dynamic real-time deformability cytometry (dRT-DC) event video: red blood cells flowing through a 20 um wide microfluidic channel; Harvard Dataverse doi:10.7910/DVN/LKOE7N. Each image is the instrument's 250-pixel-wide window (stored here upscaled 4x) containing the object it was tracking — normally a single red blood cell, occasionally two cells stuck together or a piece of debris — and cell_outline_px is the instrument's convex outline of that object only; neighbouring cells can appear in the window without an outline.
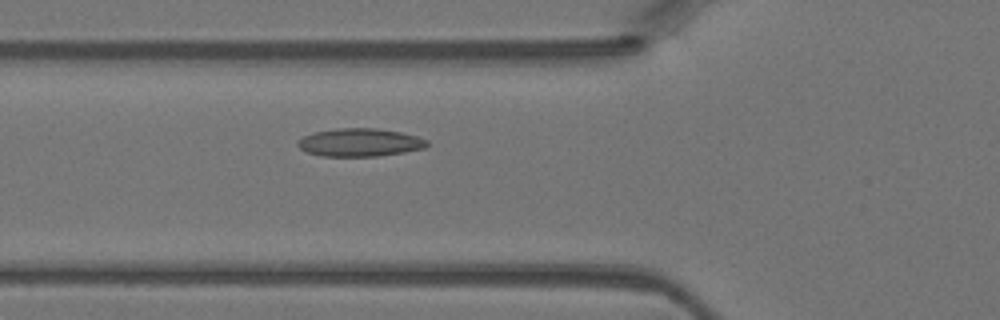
{"species": "Egyptian fruit bat (a non-hibernating species)", "species_latin": "Rousettus aegyptiacus", "temperature_condition": "warm", "stored_images_in_passage": 27, "camera_frame_rate_fps": 3000, "um_per_image_px": 0.085, "animal": {"sex": "female"}, "frame": {"image": 1, "passage_image": 3, "time_ms": 0.667, "image_size_px": [1000, 320], "cell_outline_px": [[428, 144], [424, 148], [404, 152], [376, 156], [320, 156], [308, 152], [300, 148], [296, 144], [296, 140], [304, 136], [316, 132], [336, 128], [376, 128], [400, 132], [416, 136], [428, 140]], "centroid_in_image_um": [30.56, 12.1], "position_along_channel_um": 95.2, "area_um2": 21.04}}
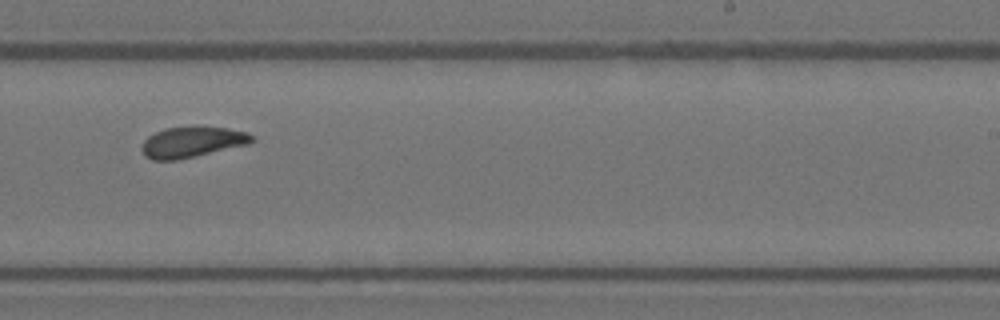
{"frame": {"image": 2, "passage_image": 15, "time_ms": 4.667, "image_size_px": [1000, 320], "cell_outline_px": [[256, 140], [248, 144], [176, 160], [152, 160], [144, 156], [140, 148], [140, 144], [148, 136], [164, 128], [192, 124], [228, 128], [248, 132]], "centroid_in_image_um": [16.29, 12.03], "position_along_channel_um": 272.7, "area_um2": 20.29}}
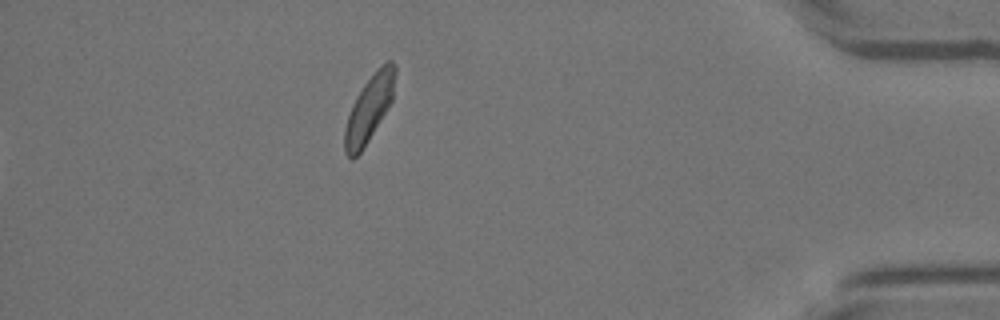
{"frame": {"image": 3, "passage_image": 27, "time_ms": 8.667, "image_size_px": [1000, 320], "cell_outline_px": [[396, 72], [392, 100], [388, 108], [368, 140], [360, 152], [352, 160], [344, 152], [344, 128], [352, 104], [356, 96], [364, 84], [380, 64], [388, 60], [392, 60], [396, 64]], "centroid_in_image_um": [31.38, 9.18], "position_along_channel_um": 403.8, "area_um2": 19.42}}